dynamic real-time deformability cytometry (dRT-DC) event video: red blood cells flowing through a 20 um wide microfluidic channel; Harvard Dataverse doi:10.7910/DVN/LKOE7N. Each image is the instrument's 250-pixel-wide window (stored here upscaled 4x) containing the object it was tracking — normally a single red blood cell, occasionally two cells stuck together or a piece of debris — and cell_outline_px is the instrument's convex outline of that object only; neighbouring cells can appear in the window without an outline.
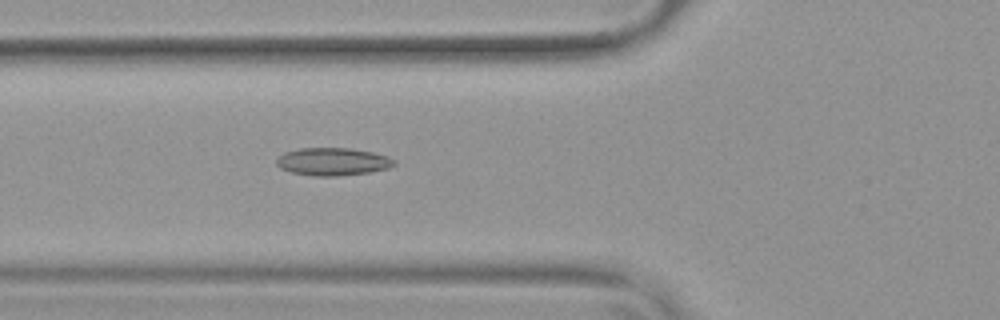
{"species": "common noctule bat (a hibernating species)", "species_latin": "Nyctalus noctula", "temperature_condition": "warm", "stored_images_in_passage": 53, "camera_frame_rate_fps": 3000, "um_per_image_px": 0.085, "animal": {"sex": "female", "body_mass_g": 19.9}, "frame": {"image": 1, "passage_image": 20, "time_ms": 6.333, "image_size_px": [1000, 320], "cell_outline_px": [[396, 164], [388, 168], [368, 172], [336, 176], [312, 176], [292, 172], [280, 168], [276, 164], [276, 160], [284, 152], [300, 148], [352, 148], [372, 152], [388, 156], [396, 160]], "centroid_in_image_um": [28.29, 13.73], "position_along_channel_um": 97.5, "area_um2": 19.02}}
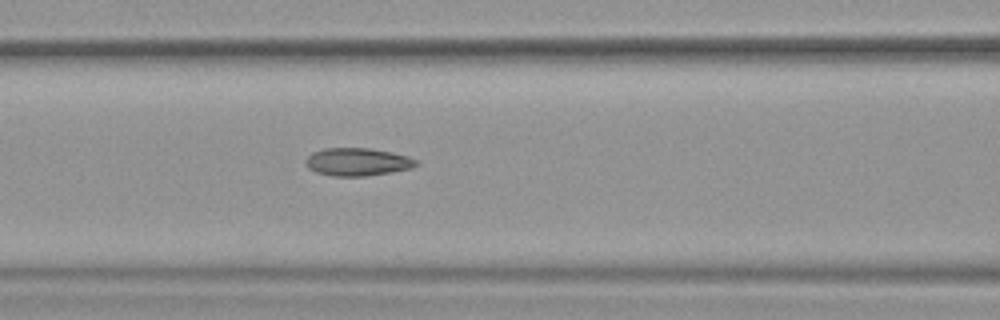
{"frame": {"image": 2, "passage_image": 23, "time_ms": 7.333, "image_size_px": [1000, 320], "cell_outline_px": [[420, 164], [412, 168], [392, 172], [364, 176], [332, 176], [316, 172], [308, 168], [304, 164], [304, 160], [312, 152], [324, 148], [368, 148], [392, 152], [408, 156], [416, 160]], "centroid_in_image_um": [30.37, 13.76], "position_along_channel_um": 136.2, "area_um2": 18.09}}
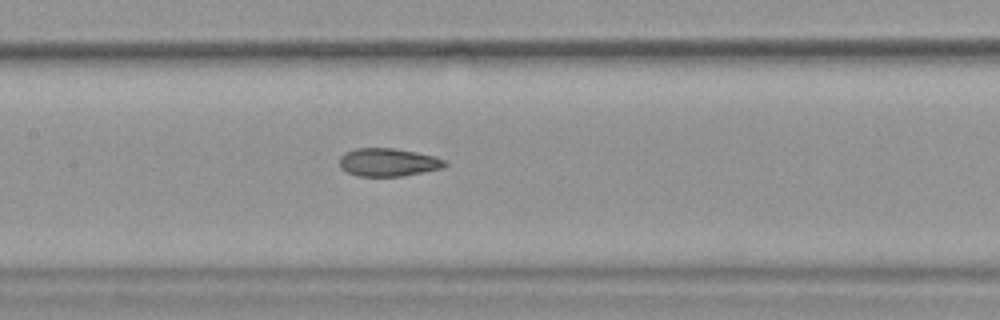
{"frame": {"image": 3, "passage_image": 26, "time_ms": 8.333, "image_size_px": [1000, 320], "cell_outline_px": [[448, 164], [444, 168], [400, 176], [356, 176], [340, 168], [340, 156], [344, 152], [356, 148], [392, 148], [416, 152], [432, 156], [444, 160]], "centroid_in_image_um": [32.96, 13.79], "position_along_channel_um": 174.4, "area_um2": 17.17}, "authors_computed_cell_mechanics": {"area_um2": 18.3804, "velocity_mm_per_s": 3.8292, "shape_relaxation_time_tau1_ms": null, "shape_relaxation_time_tau2_ms": 1.8676, "deformation_change_tau1": null, "deformation_change_tau2": 0.085}}